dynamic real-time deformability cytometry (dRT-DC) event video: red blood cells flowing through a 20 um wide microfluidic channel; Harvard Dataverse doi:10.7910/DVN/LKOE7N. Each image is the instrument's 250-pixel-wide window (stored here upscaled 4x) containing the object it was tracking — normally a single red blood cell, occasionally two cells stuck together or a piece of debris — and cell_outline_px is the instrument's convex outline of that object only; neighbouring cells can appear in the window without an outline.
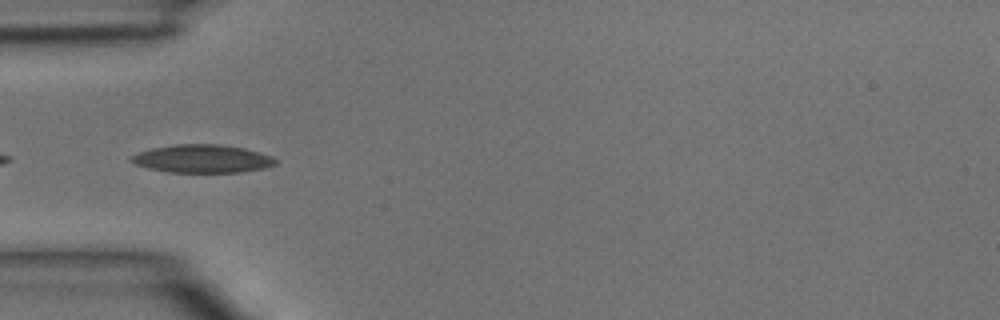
{"species": "common noctule bat (a hibernating species)", "species_latin": "Nyctalus noctula", "temperature_condition": "room temperature", "stored_images_in_passage": 4, "camera_frame_rate_fps": 3000, "um_per_image_px": 0.085, "animal": {"sex": "male", "body_mass_g": 15.6}, "frame": {"image": 1, "passage_image": 3, "time_ms": 0.667, "image_size_px": [1000, 320], "cell_outline_px": [[276, 164], [264, 168], [240, 172], [168, 172], [148, 168], [136, 164], [128, 160], [128, 156], [152, 148], [176, 144], [220, 144], [244, 148], [260, 152], [272, 156], [276, 160]], "centroid_in_image_um": [17.18, 13.49], "position_along_channel_um": 67.8, "area_um2": 23.64}}